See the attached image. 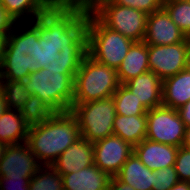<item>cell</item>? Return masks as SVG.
Instances as JSON below:
<instances>
[{
    "mask_svg": "<svg viewBox=\"0 0 190 190\" xmlns=\"http://www.w3.org/2000/svg\"><path fill=\"white\" fill-rule=\"evenodd\" d=\"M178 148L144 139L133 147V153L150 170L157 171L175 165Z\"/></svg>",
    "mask_w": 190,
    "mask_h": 190,
    "instance_id": "cell-15",
    "label": "cell"
},
{
    "mask_svg": "<svg viewBox=\"0 0 190 190\" xmlns=\"http://www.w3.org/2000/svg\"><path fill=\"white\" fill-rule=\"evenodd\" d=\"M149 69L162 80L178 74L190 64V38L173 45H148Z\"/></svg>",
    "mask_w": 190,
    "mask_h": 190,
    "instance_id": "cell-10",
    "label": "cell"
},
{
    "mask_svg": "<svg viewBox=\"0 0 190 190\" xmlns=\"http://www.w3.org/2000/svg\"><path fill=\"white\" fill-rule=\"evenodd\" d=\"M7 104L5 101L4 91L0 85V117L7 110Z\"/></svg>",
    "mask_w": 190,
    "mask_h": 190,
    "instance_id": "cell-37",
    "label": "cell"
},
{
    "mask_svg": "<svg viewBox=\"0 0 190 190\" xmlns=\"http://www.w3.org/2000/svg\"><path fill=\"white\" fill-rule=\"evenodd\" d=\"M185 128L177 109L161 105L147 111L148 140L180 147Z\"/></svg>",
    "mask_w": 190,
    "mask_h": 190,
    "instance_id": "cell-9",
    "label": "cell"
},
{
    "mask_svg": "<svg viewBox=\"0 0 190 190\" xmlns=\"http://www.w3.org/2000/svg\"><path fill=\"white\" fill-rule=\"evenodd\" d=\"M177 111L185 126H190V100L183 106L179 107Z\"/></svg>",
    "mask_w": 190,
    "mask_h": 190,
    "instance_id": "cell-35",
    "label": "cell"
},
{
    "mask_svg": "<svg viewBox=\"0 0 190 190\" xmlns=\"http://www.w3.org/2000/svg\"><path fill=\"white\" fill-rule=\"evenodd\" d=\"M182 146L190 149V126L185 128L184 139Z\"/></svg>",
    "mask_w": 190,
    "mask_h": 190,
    "instance_id": "cell-39",
    "label": "cell"
},
{
    "mask_svg": "<svg viewBox=\"0 0 190 190\" xmlns=\"http://www.w3.org/2000/svg\"><path fill=\"white\" fill-rule=\"evenodd\" d=\"M77 71L42 68L23 81L31 95L39 96L56 113L68 112L73 103Z\"/></svg>",
    "mask_w": 190,
    "mask_h": 190,
    "instance_id": "cell-4",
    "label": "cell"
},
{
    "mask_svg": "<svg viewBox=\"0 0 190 190\" xmlns=\"http://www.w3.org/2000/svg\"><path fill=\"white\" fill-rule=\"evenodd\" d=\"M80 138L77 119L68 111L55 113L44 122L30 126L26 143L42 166H51Z\"/></svg>",
    "mask_w": 190,
    "mask_h": 190,
    "instance_id": "cell-2",
    "label": "cell"
},
{
    "mask_svg": "<svg viewBox=\"0 0 190 190\" xmlns=\"http://www.w3.org/2000/svg\"><path fill=\"white\" fill-rule=\"evenodd\" d=\"M7 107L21 111L31 94L27 91L23 80H0Z\"/></svg>",
    "mask_w": 190,
    "mask_h": 190,
    "instance_id": "cell-25",
    "label": "cell"
},
{
    "mask_svg": "<svg viewBox=\"0 0 190 190\" xmlns=\"http://www.w3.org/2000/svg\"><path fill=\"white\" fill-rule=\"evenodd\" d=\"M70 112L77 119L81 137L96 142L113 135L116 115L113 96L85 103H72Z\"/></svg>",
    "mask_w": 190,
    "mask_h": 190,
    "instance_id": "cell-7",
    "label": "cell"
},
{
    "mask_svg": "<svg viewBox=\"0 0 190 190\" xmlns=\"http://www.w3.org/2000/svg\"><path fill=\"white\" fill-rule=\"evenodd\" d=\"M25 24L28 23L16 22L6 37L0 63V80H25L30 73L39 69V33L32 23Z\"/></svg>",
    "mask_w": 190,
    "mask_h": 190,
    "instance_id": "cell-3",
    "label": "cell"
},
{
    "mask_svg": "<svg viewBox=\"0 0 190 190\" xmlns=\"http://www.w3.org/2000/svg\"><path fill=\"white\" fill-rule=\"evenodd\" d=\"M41 166L26 142L12 144L0 160V177L32 178Z\"/></svg>",
    "mask_w": 190,
    "mask_h": 190,
    "instance_id": "cell-12",
    "label": "cell"
},
{
    "mask_svg": "<svg viewBox=\"0 0 190 190\" xmlns=\"http://www.w3.org/2000/svg\"><path fill=\"white\" fill-rule=\"evenodd\" d=\"M106 0H82L79 5L84 8L85 11L91 12L98 4Z\"/></svg>",
    "mask_w": 190,
    "mask_h": 190,
    "instance_id": "cell-36",
    "label": "cell"
},
{
    "mask_svg": "<svg viewBox=\"0 0 190 190\" xmlns=\"http://www.w3.org/2000/svg\"><path fill=\"white\" fill-rule=\"evenodd\" d=\"M180 1H190V0H163V2H180Z\"/></svg>",
    "mask_w": 190,
    "mask_h": 190,
    "instance_id": "cell-43",
    "label": "cell"
},
{
    "mask_svg": "<svg viewBox=\"0 0 190 190\" xmlns=\"http://www.w3.org/2000/svg\"><path fill=\"white\" fill-rule=\"evenodd\" d=\"M147 71H150L148 45L144 41L134 42L117 69L118 80L124 84Z\"/></svg>",
    "mask_w": 190,
    "mask_h": 190,
    "instance_id": "cell-19",
    "label": "cell"
},
{
    "mask_svg": "<svg viewBox=\"0 0 190 190\" xmlns=\"http://www.w3.org/2000/svg\"><path fill=\"white\" fill-rule=\"evenodd\" d=\"M29 127L20 111L7 108L0 117V141L8 145L24 143Z\"/></svg>",
    "mask_w": 190,
    "mask_h": 190,
    "instance_id": "cell-23",
    "label": "cell"
},
{
    "mask_svg": "<svg viewBox=\"0 0 190 190\" xmlns=\"http://www.w3.org/2000/svg\"><path fill=\"white\" fill-rule=\"evenodd\" d=\"M0 4L15 22L29 19L26 21L29 23L30 18L31 20L38 18L41 14L54 9L59 3L56 0H2Z\"/></svg>",
    "mask_w": 190,
    "mask_h": 190,
    "instance_id": "cell-21",
    "label": "cell"
},
{
    "mask_svg": "<svg viewBox=\"0 0 190 190\" xmlns=\"http://www.w3.org/2000/svg\"><path fill=\"white\" fill-rule=\"evenodd\" d=\"M119 85L117 70L96 61L87 53L75 75L73 103L111 97Z\"/></svg>",
    "mask_w": 190,
    "mask_h": 190,
    "instance_id": "cell-5",
    "label": "cell"
},
{
    "mask_svg": "<svg viewBox=\"0 0 190 190\" xmlns=\"http://www.w3.org/2000/svg\"><path fill=\"white\" fill-rule=\"evenodd\" d=\"M87 53L96 61L117 70L133 40L106 27L92 12H87Z\"/></svg>",
    "mask_w": 190,
    "mask_h": 190,
    "instance_id": "cell-6",
    "label": "cell"
},
{
    "mask_svg": "<svg viewBox=\"0 0 190 190\" xmlns=\"http://www.w3.org/2000/svg\"><path fill=\"white\" fill-rule=\"evenodd\" d=\"M94 165L93 142L80 138L51 165L60 175L71 174Z\"/></svg>",
    "mask_w": 190,
    "mask_h": 190,
    "instance_id": "cell-14",
    "label": "cell"
},
{
    "mask_svg": "<svg viewBox=\"0 0 190 190\" xmlns=\"http://www.w3.org/2000/svg\"><path fill=\"white\" fill-rule=\"evenodd\" d=\"M175 169L180 181L190 182V149L180 146L178 148Z\"/></svg>",
    "mask_w": 190,
    "mask_h": 190,
    "instance_id": "cell-30",
    "label": "cell"
},
{
    "mask_svg": "<svg viewBox=\"0 0 190 190\" xmlns=\"http://www.w3.org/2000/svg\"><path fill=\"white\" fill-rule=\"evenodd\" d=\"M94 164L111 177H115L122 165L133 153V146L116 135L107 136L93 143Z\"/></svg>",
    "mask_w": 190,
    "mask_h": 190,
    "instance_id": "cell-11",
    "label": "cell"
},
{
    "mask_svg": "<svg viewBox=\"0 0 190 190\" xmlns=\"http://www.w3.org/2000/svg\"><path fill=\"white\" fill-rule=\"evenodd\" d=\"M170 190H190V182L179 181Z\"/></svg>",
    "mask_w": 190,
    "mask_h": 190,
    "instance_id": "cell-38",
    "label": "cell"
},
{
    "mask_svg": "<svg viewBox=\"0 0 190 190\" xmlns=\"http://www.w3.org/2000/svg\"><path fill=\"white\" fill-rule=\"evenodd\" d=\"M30 179L31 178L0 177V190H29Z\"/></svg>",
    "mask_w": 190,
    "mask_h": 190,
    "instance_id": "cell-32",
    "label": "cell"
},
{
    "mask_svg": "<svg viewBox=\"0 0 190 190\" xmlns=\"http://www.w3.org/2000/svg\"><path fill=\"white\" fill-rule=\"evenodd\" d=\"M106 27L123 36L141 42L144 40L148 15L138 9L106 0L91 11Z\"/></svg>",
    "mask_w": 190,
    "mask_h": 190,
    "instance_id": "cell-8",
    "label": "cell"
},
{
    "mask_svg": "<svg viewBox=\"0 0 190 190\" xmlns=\"http://www.w3.org/2000/svg\"><path fill=\"white\" fill-rule=\"evenodd\" d=\"M61 176L64 190H107L112 178L95 164Z\"/></svg>",
    "mask_w": 190,
    "mask_h": 190,
    "instance_id": "cell-17",
    "label": "cell"
},
{
    "mask_svg": "<svg viewBox=\"0 0 190 190\" xmlns=\"http://www.w3.org/2000/svg\"><path fill=\"white\" fill-rule=\"evenodd\" d=\"M179 181L174 165L159 169L154 171L152 190H170Z\"/></svg>",
    "mask_w": 190,
    "mask_h": 190,
    "instance_id": "cell-29",
    "label": "cell"
},
{
    "mask_svg": "<svg viewBox=\"0 0 190 190\" xmlns=\"http://www.w3.org/2000/svg\"><path fill=\"white\" fill-rule=\"evenodd\" d=\"M30 22L39 33V69H79L87 54V11L82 6L58 4Z\"/></svg>",
    "mask_w": 190,
    "mask_h": 190,
    "instance_id": "cell-1",
    "label": "cell"
},
{
    "mask_svg": "<svg viewBox=\"0 0 190 190\" xmlns=\"http://www.w3.org/2000/svg\"><path fill=\"white\" fill-rule=\"evenodd\" d=\"M116 114L124 116H137L147 113V109L141 104L124 84H120L113 94Z\"/></svg>",
    "mask_w": 190,
    "mask_h": 190,
    "instance_id": "cell-24",
    "label": "cell"
},
{
    "mask_svg": "<svg viewBox=\"0 0 190 190\" xmlns=\"http://www.w3.org/2000/svg\"><path fill=\"white\" fill-rule=\"evenodd\" d=\"M146 134L147 113L137 116L115 115L113 135L121 137L134 147L146 138Z\"/></svg>",
    "mask_w": 190,
    "mask_h": 190,
    "instance_id": "cell-22",
    "label": "cell"
},
{
    "mask_svg": "<svg viewBox=\"0 0 190 190\" xmlns=\"http://www.w3.org/2000/svg\"><path fill=\"white\" fill-rule=\"evenodd\" d=\"M163 8L186 38H190V1L163 2Z\"/></svg>",
    "mask_w": 190,
    "mask_h": 190,
    "instance_id": "cell-28",
    "label": "cell"
},
{
    "mask_svg": "<svg viewBox=\"0 0 190 190\" xmlns=\"http://www.w3.org/2000/svg\"><path fill=\"white\" fill-rule=\"evenodd\" d=\"M8 146H9L8 144L0 141V160L5 155V152Z\"/></svg>",
    "mask_w": 190,
    "mask_h": 190,
    "instance_id": "cell-41",
    "label": "cell"
},
{
    "mask_svg": "<svg viewBox=\"0 0 190 190\" xmlns=\"http://www.w3.org/2000/svg\"><path fill=\"white\" fill-rule=\"evenodd\" d=\"M6 35L0 30V63L2 58V52L6 43Z\"/></svg>",
    "mask_w": 190,
    "mask_h": 190,
    "instance_id": "cell-40",
    "label": "cell"
},
{
    "mask_svg": "<svg viewBox=\"0 0 190 190\" xmlns=\"http://www.w3.org/2000/svg\"><path fill=\"white\" fill-rule=\"evenodd\" d=\"M59 4H79L82 0H56Z\"/></svg>",
    "mask_w": 190,
    "mask_h": 190,
    "instance_id": "cell-42",
    "label": "cell"
},
{
    "mask_svg": "<svg viewBox=\"0 0 190 190\" xmlns=\"http://www.w3.org/2000/svg\"><path fill=\"white\" fill-rule=\"evenodd\" d=\"M190 100V67L163 80L162 105L178 109Z\"/></svg>",
    "mask_w": 190,
    "mask_h": 190,
    "instance_id": "cell-18",
    "label": "cell"
},
{
    "mask_svg": "<svg viewBox=\"0 0 190 190\" xmlns=\"http://www.w3.org/2000/svg\"><path fill=\"white\" fill-rule=\"evenodd\" d=\"M115 4L138 9L147 15L163 8V0H112Z\"/></svg>",
    "mask_w": 190,
    "mask_h": 190,
    "instance_id": "cell-31",
    "label": "cell"
},
{
    "mask_svg": "<svg viewBox=\"0 0 190 190\" xmlns=\"http://www.w3.org/2000/svg\"><path fill=\"white\" fill-rule=\"evenodd\" d=\"M186 36L162 8L148 15L144 42L147 45H173L183 42Z\"/></svg>",
    "mask_w": 190,
    "mask_h": 190,
    "instance_id": "cell-13",
    "label": "cell"
},
{
    "mask_svg": "<svg viewBox=\"0 0 190 190\" xmlns=\"http://www.w3.org/2000/svg\"><path fill=\"white\" fill-rule=\"evenodd\" d=\"M124 85L141 101L147 109L162 105L163 80L152 71H147L133 78Z\"/></svg>",
    "mask_w": 190,
    "mask_h": 190,
    "instance_id": "cell-16",
    "label": "cell"
},
{
    "mask_svg": "<svg viewBox=\"0 0 190 190\" xmlns=\"http://www.w3.org/2000/svg\"><path fill=\"white\" fill-rule=\"evenodd\" d=\"M29 190H64L62 176L52 166H41L30 179Z\"/></svg>",
    "mask_w": 190,
    "mask_h": 190,
    "instance_id": "cell-26",
    "label": "cell"
},
{
    "mask_svg": "<svg viewBox=\"0 0 190 190\" xmlns=\"http://www.w3.org/2000/svg\"><path fill=\"white\" fill-rule=\"evenodd\" d=\"M116 177L136 190H152L154 184V171L146 167L134 153L122 165Z\"/></svg>",
    "mask_w": 190,
    "mask_h": 190,
    "instance_id": "cell-20",
    "label": "cell"
},
{
    "mask_svg": "<svg viewBox=\"0 0 190 190\" xmlns=\"http://www.w3.org/2000/svg\"><path fill=\"white\" fill-rule=\"evenodd\" d=\"M15 23V20L0 4V30L7 36L12 31Z\"/></svg>",
    "mask_w": 190,
    "mask_h": 190,
    "instance_id": "cell-33",
    "label": "cell"
},
{
    "mask_svg": "<svg viewBox=\"0 0 190 190\" xmlns=\"http://www.w3.org/2000/svg\"><path fill=\"white\" fill-rule=\"evenodd\" d=\"M107 190H136V189L122 182L115 176L111 178Z\"/></svg>",
    "mask_w": 190,
    "mask_h": 190,
    "instance_id": "cell-34",
    "label": "cell"
},
{
    "mask_svg": "<svg viewBox=\"0 0 190 190\" xmlns=\"http://www.w3.org/2000/svg\"><path fill=\"white\" fill-rule=\"evenodd\" d=\"M20 112L29 126L40 124L56 113L36 95L30 96Z\"/></svg>",
    "mask_w": 190,
    "mask_h": 190,
    "instance_id": "cell-27",
    "label": "cell"
}]
</instances>
